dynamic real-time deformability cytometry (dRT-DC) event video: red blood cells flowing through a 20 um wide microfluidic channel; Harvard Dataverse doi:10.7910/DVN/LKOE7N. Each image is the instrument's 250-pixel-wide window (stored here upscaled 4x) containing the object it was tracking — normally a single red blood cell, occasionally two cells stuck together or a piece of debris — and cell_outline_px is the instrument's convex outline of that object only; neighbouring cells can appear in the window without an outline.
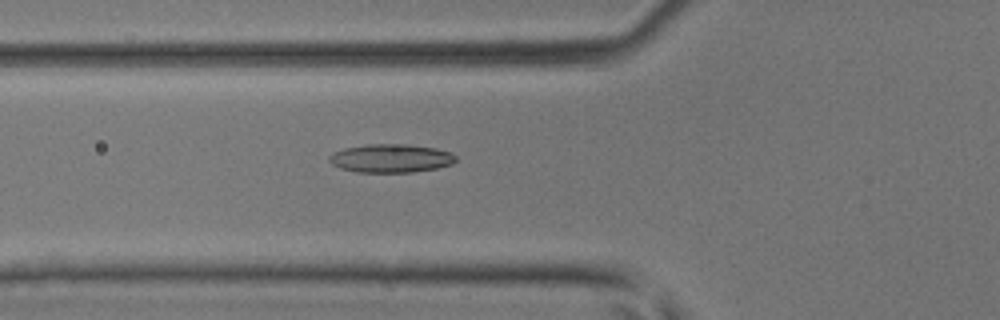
{"species": "common noctule bat (a hibernating species)", "species_latin": "Nyctalus noctula", "temperature_condition": "room temperature", "stored_images_in_passage": 38, "camera_frame_rate_fps": 3000, "um_per_image_px": 0.085, "animal": {"sex": "male", "body_mass_g": 17.9, "forearm_length_mm": 54.2}, "frame": {"image": 1, "passage_image": 9, "time_ms": 2.667, "image_size_px": [1000, 320], "cell_outline_px": [[456, 160], [452, 164], [436, 168], [412, 172], [356, 172], [340, 168], [332, 164], [328, 160], [328, 156], [332, 152], [344, 148], [368, 144], [404, 144], [436, 148], [452, 152], [456, 156]], "centroid_in_image_um": [33.2, 13.45], "position_along_channel_um": 92.6, "area_um2": 21.1}}
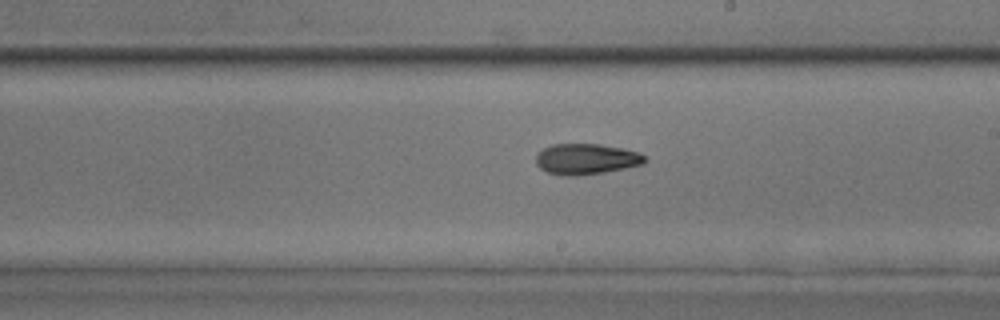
{"frame": {"image": 2, "passage_image": 19, "time_ms": 6.0, "image_size_px": [1000, 320], "cell_outline_px": [[648, 160], [644, 164], [604, 172], [576, 176], [564, 176], [548, 172], [540, 168], [536, 164], [536, 156], [544, 148], [552, 144], [600, 144], [640, 152]], "centroid_in_image_um": [49.84, 13.52], "position_along_channel_um": 239.2, "area_um2": 19.48}}
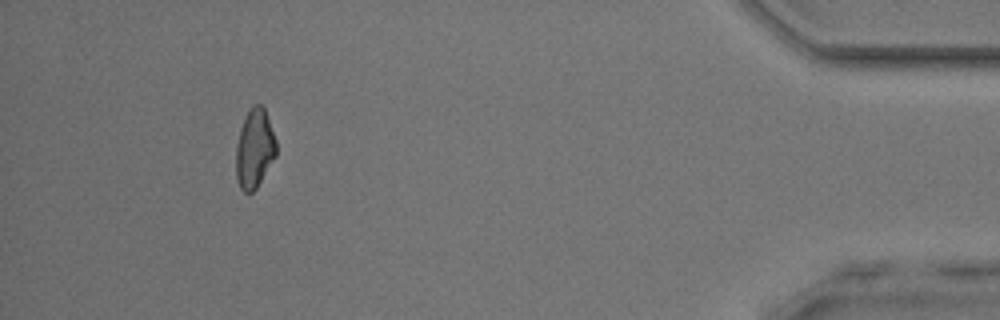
{"frame": {"image": 3, "passage_image": 35, "time_ms": 11.333, "image_size_px": [1000, 320], "cell_outline_px": [[276, 156], [256, 188], [252, 192], [244, 192], [240, 188], [236, 176], [236, 148], [240, 128], [252, 104], [260, 104], [264, 108], [276, 140]], "centroid_in_image_um": [21.63, 12.64], "position_along_channel_um": 413.6, "area_um2": 18.32}}